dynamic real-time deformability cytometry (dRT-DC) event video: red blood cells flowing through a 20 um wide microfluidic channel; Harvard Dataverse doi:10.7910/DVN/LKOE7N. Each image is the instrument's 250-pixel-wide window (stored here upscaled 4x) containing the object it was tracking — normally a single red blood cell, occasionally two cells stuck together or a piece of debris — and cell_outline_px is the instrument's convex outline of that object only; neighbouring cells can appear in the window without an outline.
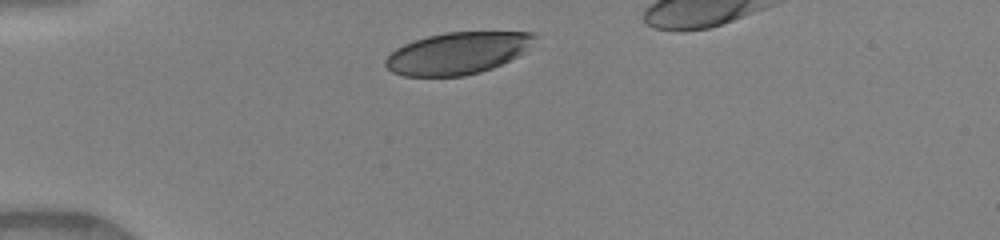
{"species": "human", "species_latin": "Homo sapiens", "temperature_condition": "warm", "stored_images_in_passage": 31, "camera_frame_rate_fps": 3000, "um_per_image_px": 0.085, "donor": {"sex": "female"}, "frame": {"image": 1, "passage_image": 1, "time_ms": 0.0, "image_size_px": [1000, 240], "cell_outline_px": [[536, 36], [516, 56], [492, 68], [480, 72], [464, 76], [404, 76], [392, 72], [384, 64], [384, 60], [396, 48], [404, 44], [428, 36], [444, 32], [532, 32]], "centroid_in_image_um": [38.8, 4.53], "position_along_channel_um": 46.2, "area_um2": 35.78}}
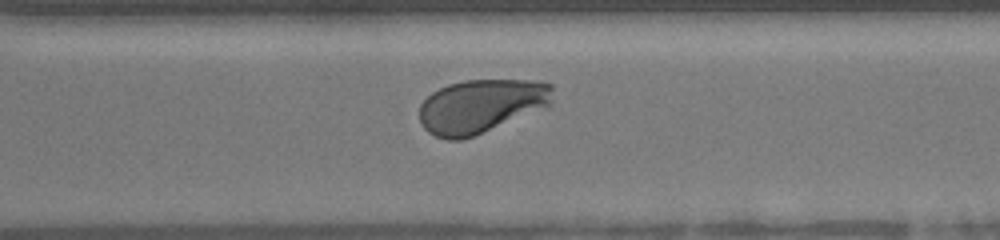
{"frame": {"image": 2, "passage_image": 24, "time_ms": 7.667, "image_size_px": [1000, 240], "cell_outline_px": [[552, 100], [548, 104], [472, 136], [460, 140], [448, 140], [436, 136], [428, 132], [420, 124], [420, 104], [432, 92], [448, 84], [464, 80], [540, 80], [552, 84]], "centroid_in_image_um": [40.82, 8.98], "position_along_channel_um": 329.8, "area_um2": 40.86}}
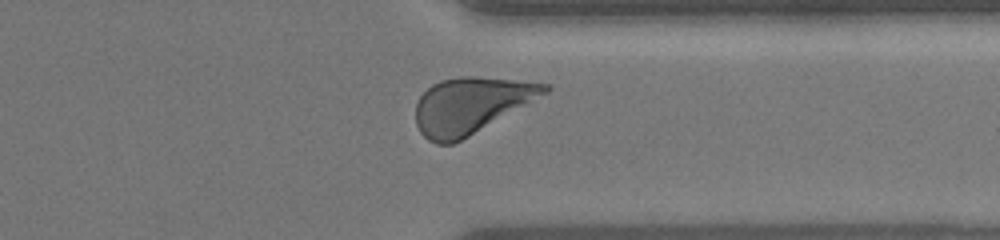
{"frame": {"image": 3, "passage_image": 27, "time_ms": 8.667, "image_size_px": [1000, 240], "cell_outline_px": [[552, 88], [548, 92], [468, 136], [452, 144], [436, 144], [428, 140], [420, 132], [416, 124], [416, 104], [420, 96], [432, 84], [440, 80], [460, 76], [472, 76], [512, 80], [548, 84]], "centroid_in_image_um": [39.97, 8.95], "position_along_channel_um": 371.4, "area_um2": 41.44}, "authors_computed_cell_mechanics": {"area_um2": 41.905, "velocity_mm_per_s": 4.0921, "shape_relaxation_time_tau1_ms": 3.5343, "shape_relaxation_time_tau2_ms": null, "deformation_change_tau1": 0.1913, "deformation_change_tau2": null}}